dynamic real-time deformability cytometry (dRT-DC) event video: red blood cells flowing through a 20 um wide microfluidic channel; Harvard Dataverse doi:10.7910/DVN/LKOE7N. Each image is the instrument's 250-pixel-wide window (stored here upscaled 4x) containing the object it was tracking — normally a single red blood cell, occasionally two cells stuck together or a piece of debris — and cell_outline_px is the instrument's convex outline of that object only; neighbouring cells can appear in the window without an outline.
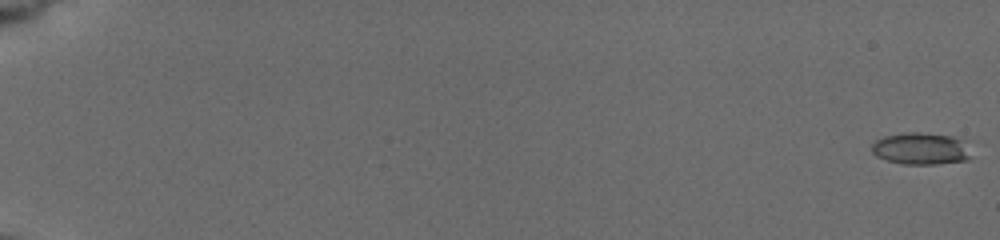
{"species": "common noctule bat (a hibernating species)", "species_latin": "Nyctalus noctula", "temperature_condition": "cold", "stored_images_in_passage": 74, "camera_frame_rate_fps": 3000, "um_per_image_px": 0.085, "animal": {"sex": "female", "body_mass_g": 19.5, "forearm_length_mm": 54.1}, "frame": {"image": 1, "passage_image": 1, "time_ms": 0.0, "image_size_px": [1000, 240], "cell_outline_px": [[968, 160], [936, 164], [904, 164], [888, 160], [876, 156], [872, 152], [872, 144], [876, 140], [884, 136], [904, 132], [920, 132], [952, 136], [960, 140], [968, 156]], "centroid_in_image_um": [78.17, 12.63], "position_along_channel_um": 6.8, "area_um2": 18.03}}
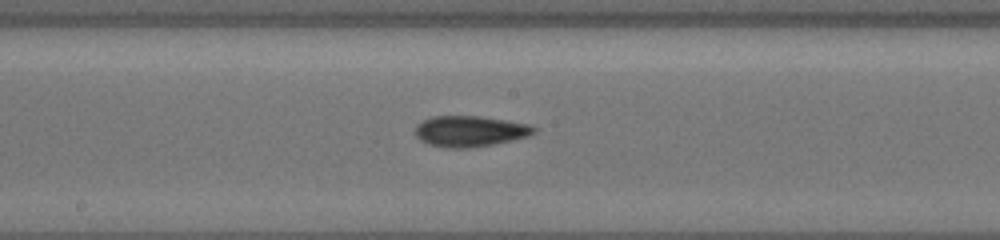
{"frame": {"image": 2, "passage_image": 42, "time_ms": 11.0, "image_size_px": [1000, 240], "cell_outline_px": [[536, 132], [528, 136], [512, 140], [472, 148], [444, 148], [428, 144], [420, 140], [416, 136], [416, 124], [424, 120], [436, 116], [480, 116], [528, 124], [536, 128]], "centroid_in_image_um": [39.93, 11.16], "position_along_channel_um": 208.3, "area_um2": 21.27}}
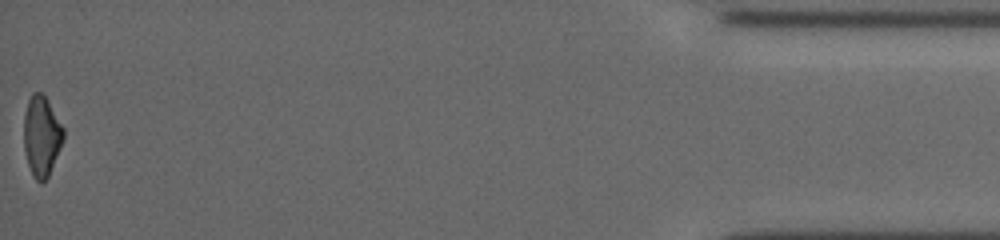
{"frame": {"image": 3, "passage_image": 74, "time_ms": 19.0, "image_size_px": [1000, 240], "cell_outline_px": [[64, 140], [48, 176], [40, 184], [32, 176], [24, 152], [24, 116], [28, 100], [32, 92], [40, 92], [48, 100], [64, 128]], "centroid_in_image_um": [3.53, 11.57], "position_along_channel_um": 431.7, "area_um2": 18.61}, "authors_computed_cell_mechanics": {"area_um2": 19.3052, "velocity_mm_per_s": 3.7854, "shape_relaxation_time_tau1_ms": 2.7779, "shape_relaxation_time_tau2_ms": 5.0667, "deformation_change_tau1": 0.1303, "deformation_change_tau2": 0.1467}}